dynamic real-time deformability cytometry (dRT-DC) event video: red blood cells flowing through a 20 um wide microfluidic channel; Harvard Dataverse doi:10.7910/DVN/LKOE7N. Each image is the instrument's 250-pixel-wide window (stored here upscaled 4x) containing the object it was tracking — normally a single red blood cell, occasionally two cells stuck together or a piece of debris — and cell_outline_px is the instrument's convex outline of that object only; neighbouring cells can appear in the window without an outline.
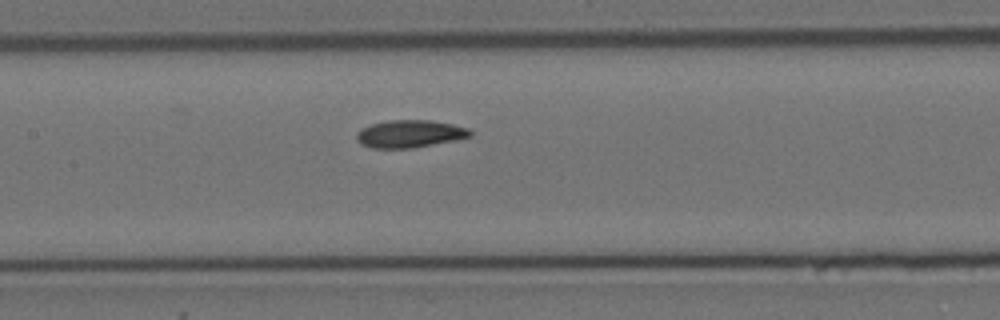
{"species": "Egyptian fruit bat (a non-hibernating species)", "species_latin": "Rousettus aegyptiacus", "temperature_condition": "cold", "stored_images_in_passage": 7, "camera_frame_rate_fps": 3000, "um_per_image_px": 0.085, "animal": {"sex": "female"}, "frame": {"image": 1, "passage_image": 7, "time_ms": 2.0, "image_size_px": [1000, 320], "cell_outline_px": [[472, 136], [456, 140], [412, 148], [372, 148], [360, 144], [356, 140], [356, 132], [360, 128], [372, 124], [388, 120], [432, 120], [452, 124], [468, 128], [472, 132]], "centroid_in_image_um": [34.81, 11.37], "position_along_channel_um": 172.6, "area_um2": 18.38}}